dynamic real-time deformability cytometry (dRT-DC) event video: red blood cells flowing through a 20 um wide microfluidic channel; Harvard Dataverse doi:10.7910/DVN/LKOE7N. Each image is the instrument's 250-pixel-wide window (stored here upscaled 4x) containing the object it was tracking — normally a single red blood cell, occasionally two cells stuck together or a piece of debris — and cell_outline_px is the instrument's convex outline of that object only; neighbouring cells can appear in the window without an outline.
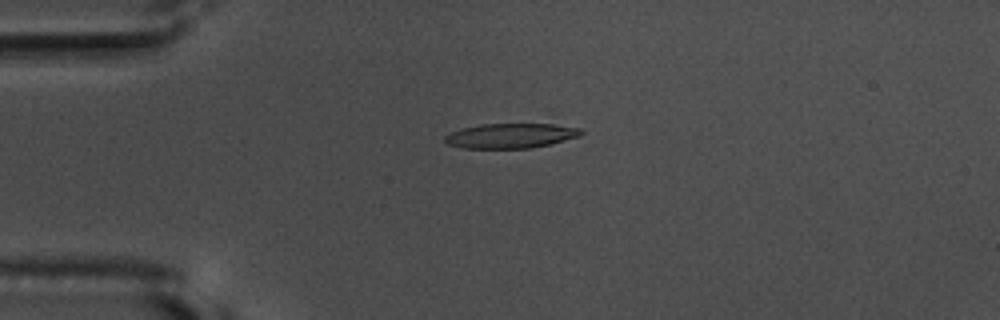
{"species": "common noctule bat (a hibernating species)", "species_latin": "Nyctalus noctula", "temperature_condition": "warm", "stored_images_in_passage": 43, "camera_frame_rate_fps": 3000, "um_per_image_px": 0.085, "animal": {"sex": "male", "body_mass_g": 17.5, "forearm_length_mm": 52.3}, "frame": {"image": 1, "passage_image": 1, "time_ms": 0.0, "image_size_px": [1000, 320], "cell_outline_px": [[584, 132], [580, 136], [548, 144], [528, 148], [460, 148], [448, 144], [444, 140], [444, 136], [460, 128], [480, 124], [552, 124], [580, 128]], "centroid_in_image_um": [43.37, 11.53], "position_along_channel_um": 41.6, "area_um2": 19.59}}
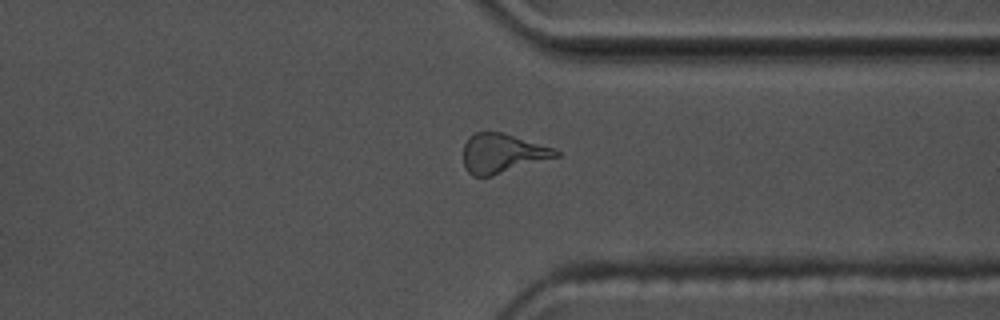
{"frame": {"image": 2, "passage_image": 30, "time_ms": 9.667, "image_size_px": [1000, 320], "cell_outline_px": [[560, 156], [492, 176], [472, 176], [464, 168], [464, 144], [468, 136], [476, 132], [504, 132], [552, 148], [560, 152]], "centroid_in_image_um": [42.67, 13.04], "position_along_channel_um": 368.7, "area_um2": 21.21}}
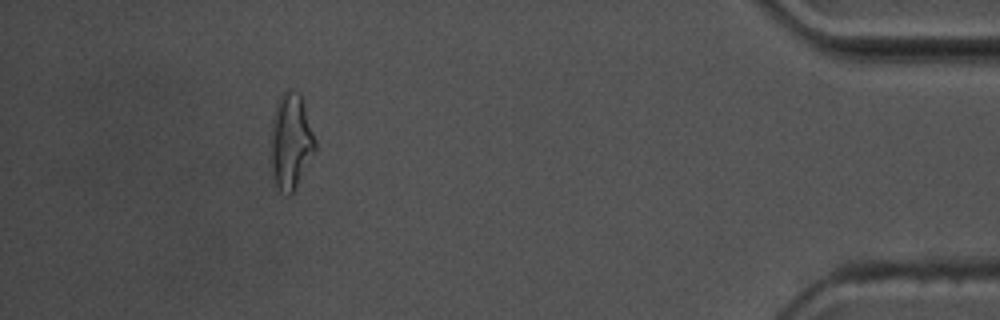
{"frame": {"image": 3, "passage_image": 38, "time_ms": 12.333, "image_size_px": [1000, 320], "cell_outline_px": [[316, 152], [292, 192], [288, 196], [280, 192], [276, 184], [272, 172], [272, 116], [276, 100], [284, 92], [300, 92], [316, 140]], "centroid_in_image_um": [24.74, 12.01], "position_along_channel_um": 410.5, "area_um2": 24.51}, "authors_computed_cell_mechanics": {"area_um2": 20.8658, "velocity_mm_per_s": 3.6704, "shape_relaxation_time_tau1_ms": 6.9545, "shape_relaxation_time_tau2_ms": 5.932, "deformation_change_tau1": 0.2288, "deformation_change_tau2": 0.1634}}